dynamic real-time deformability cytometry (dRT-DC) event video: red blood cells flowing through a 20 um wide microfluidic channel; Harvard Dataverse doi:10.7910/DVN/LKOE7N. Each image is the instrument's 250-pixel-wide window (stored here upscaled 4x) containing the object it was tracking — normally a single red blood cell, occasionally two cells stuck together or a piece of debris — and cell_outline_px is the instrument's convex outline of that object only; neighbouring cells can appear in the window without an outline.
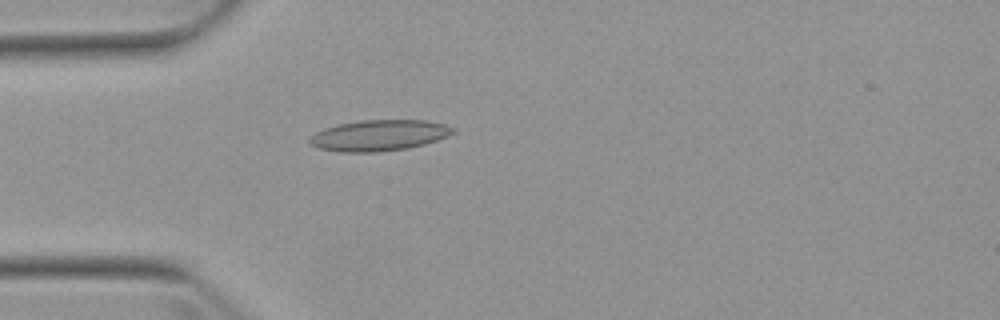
{"species": "Egyptian fruit bat (a non-hibernating species)", "species_latin": "Rousettus aegyptiacus", "temperature_condition": "warm", "stored_images_in_passage": 4, "camera_frame_rate_fps": 3000, "um_per_image_px": 0.085, "animal": {"sex": "female"}, "frame": {"image": 1, "passage_image": 4, "time_ms": 3.333, "image_size_px": [1000, 320], "cell_outline_px": [[456, 132], [448, 136], [424, 144], [408, 148], [376, 152], [340, 152], [320, 148], [312, 144], [308, 140], [316, 132], [324, 128], [340, 124], [360, 120], [424, 120], [444, 124], [456, 128]], "centroid_in_image_um": [32.26, 11.5], "position_along_channel_um": 52.7, "area_um2": 25.72}}